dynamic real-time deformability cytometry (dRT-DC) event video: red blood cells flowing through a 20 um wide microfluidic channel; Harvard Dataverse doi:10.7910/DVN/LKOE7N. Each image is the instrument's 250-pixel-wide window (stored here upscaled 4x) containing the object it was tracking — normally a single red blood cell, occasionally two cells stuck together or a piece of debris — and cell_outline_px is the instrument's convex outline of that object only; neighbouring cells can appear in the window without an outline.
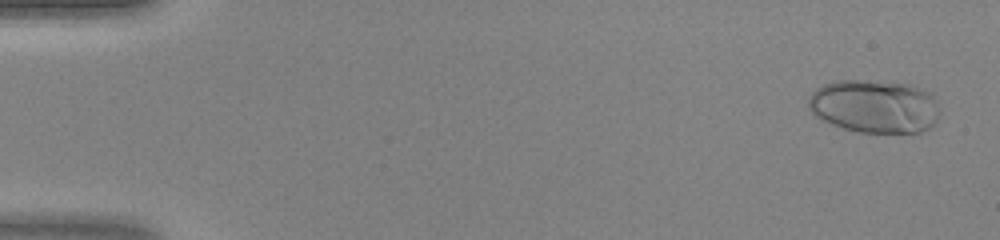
{"species": "human", "species_latin": "Homo sapiens", "temperature_condition": "warm", "stored_images_in_passage": 47, "camera_frame_rate_fps": 3000, "um_per_image_px": 0.085, "donor": {"sex": "female"}, "frame": {"image": 1, "passage_image": 2, "time_ms": 0.333, "image_size_px": [1000, 240], "cell_outline_px": [[940, 112], [936, 120], [928, 128], [920, 132], [856, 132], [832, 124], [816, 116], [808, 108], [808, 96], [816, 88], [824, 84], [836, 80], [860, 80], [912, 84], [932, 92], [940, 108]], "centroid_in_image_um": [74.35, 9.02], "position_along_channel_um": 10.7, "area_um2": 41.04}}
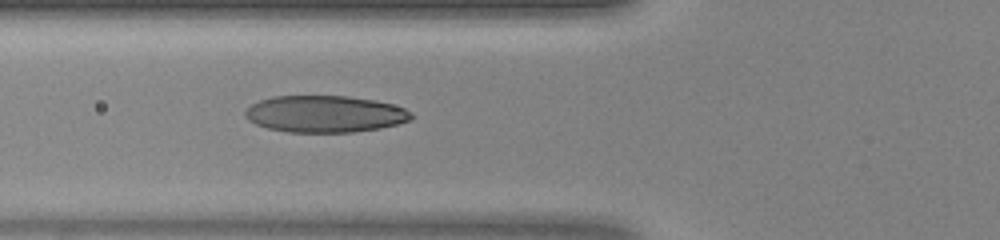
{"frame": {"image": 2, "passage_image": 18, "time_ms": 5.667, "image_size_px": [1000, 240], "cell_outline_px": [[412, 116], [408, 120], [396, 124], [380, 128], [352, 132], [288, 132], [268, 128], [256, 124], [248, 120], [244, 116], [244, 112], [252, 104], [260, 100], [272, 96], [348, 96], [376, 100], [392, 104], [404, 108], [412, 112]], "centroid_in_image_um": [27.6, 9.68], "position_along_channel_um": 98.2, "area_um2": 35.55}}
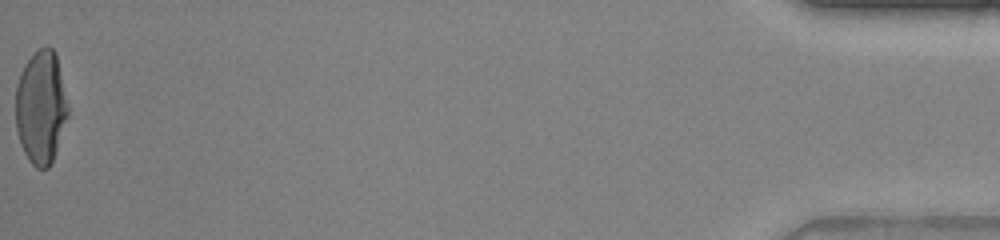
{"frame": {"image": 3, "passage_image": 47, "time_ms": 15.333, "image_size_px": [1000, 240], "cell_outline_px": [[68, 116], [52, 160], [48, 168], [36, 168], [28, 160], [20, 144], [16, 128], [16, 84], [20, 72], [24, 64], [40, 48], [48, 44], [56, 52], [68, 108]], "centroid_in_image_um": [3.46, 9.1], "position_along_channel_um": 431.7, "area_um2": 34.39}}